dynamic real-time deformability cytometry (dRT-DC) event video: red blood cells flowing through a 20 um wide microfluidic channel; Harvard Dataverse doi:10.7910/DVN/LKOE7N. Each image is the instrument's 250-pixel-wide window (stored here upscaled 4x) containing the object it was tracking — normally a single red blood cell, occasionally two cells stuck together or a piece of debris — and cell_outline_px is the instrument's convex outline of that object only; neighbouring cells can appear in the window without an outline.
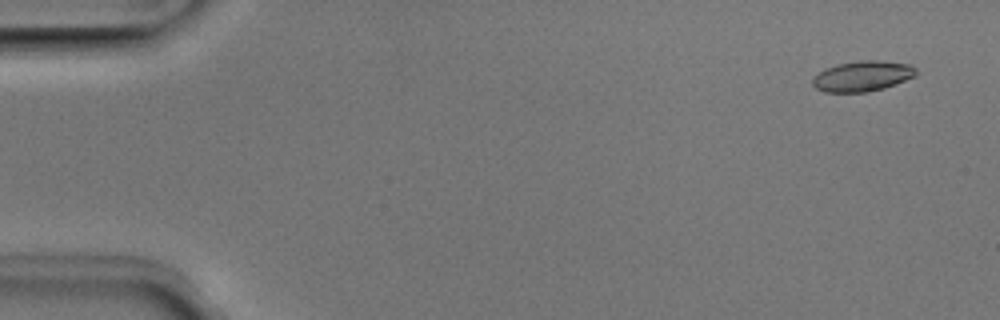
{"species": "Egyptian fruit bat (a non-hibernating species)", "species_latin": "Rousettus aegyptiacus", "temperature_condition": "room temperature", "stored_images_in_passage": 51, "camera_frame_rate_fps": 3000, "um_per_image_px": 0.085, "animal": {"sex": "male"}, "frame": {"image": 1, "passage_image": 3, "time_ms": 0.667, "image_size_px": [1000, 320], "cell_outline_px": [[916, 76], [884, 88], [868, 92], [824, 92], [816, 88], [812, 84], [812, 80], [824, 68], [836, 64], [860, 60], [880, 60], [912, 64], [916, 68]], "centroid_in_image_um": [73.33, 6.46], "position_along_channel_um": 11.7, "area_um2": 18.5}}
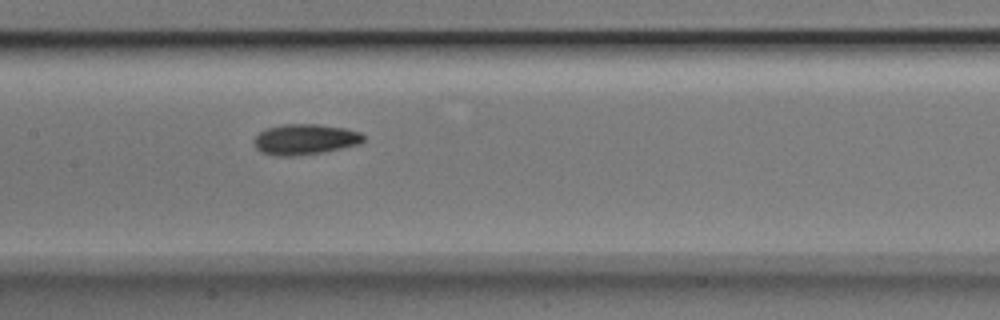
{"frame": {"image": 2, "passage_image": 25, "time_ms": 8.0, "image_size_px": [1000, 320], "cell_outline_px": [[364, 140], [360, 144], [324, 152], [296, 156], [276, 156], [260, 152], [256, 148], [252, 140], [264, 128], [284, 124], [320, 124], [344, 128], [360, 132], [364, 136]], "centroid_in_image_um": [25.9, 11.85], "position_along_channel_um": 181.5, "area_um2": 19.77}}
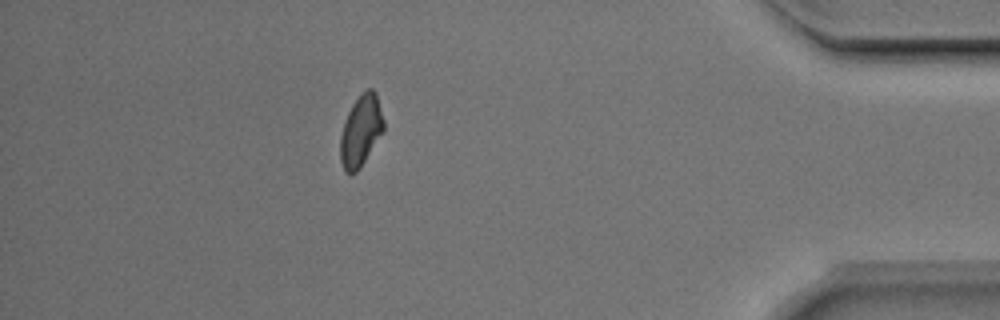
{"frame": {"image": 3, "passage_image": 45, "time_ms": 14.667, "image_size_px": [1000, 320], "cell_outline_px": [[384, 132], [360, 168], [352, 176], [344, 172], [340, 160], [340, 136], [344, 120], [352, 104], [368, 88], [372, 88], [376, 92], [384, 120]], "centroid_in_image_um": [30.67, 11.16], "position_along_channel_um": 404.5, "area_um2": 18.26}, "authors_computed_cell_mechanics": {"area_um2": 18.3226, "velocity_mm_per_s": 4.0253, "shape_relaxation_time_tau1_ms": 2.8285, "shape_relaxation_time_tau2_ms": 3.7389, "deformation_change_tau1": 0.1227, "deformation_change_tau2": 0.0929}}